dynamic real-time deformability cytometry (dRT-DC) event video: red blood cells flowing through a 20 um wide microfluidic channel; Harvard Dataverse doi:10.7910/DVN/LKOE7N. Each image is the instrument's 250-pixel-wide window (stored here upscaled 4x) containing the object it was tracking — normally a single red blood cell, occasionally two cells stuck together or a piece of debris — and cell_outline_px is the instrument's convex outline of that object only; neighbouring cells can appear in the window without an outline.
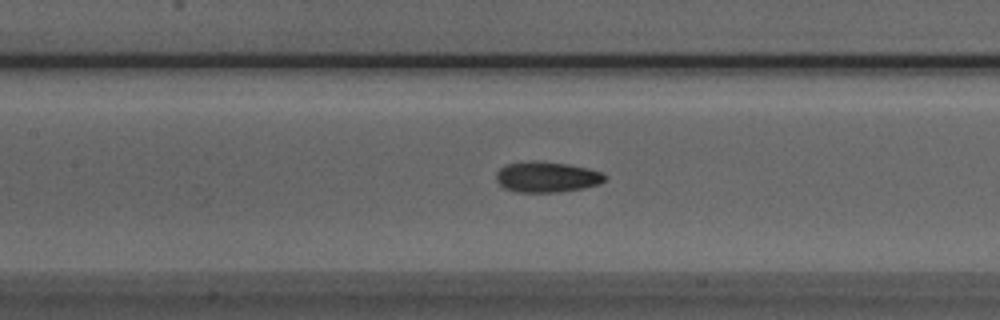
{"species": "Egyptian fruit bat (a non-hibernating species)", "species_latin": "Rousettus aegyptiacus", "temperature_condition": "room temperature", "stored_images_in_passage": 39, "camera_frame_rate_fps": 3000, "um_per_image_px": 0.085, "animal": {"sex": "male"}, "frame": {"image": 1, "passage_image": 14, "time_ms": 4.333, "image_size_px": [1000, 320], "cell_outline_px": [[608, 176], [600, 184], [584, 188], [560, 192], [516, 192], [504, 188], [496, 180], [496, 172], [500, 168], [508, 164], [568, 164], [588, 168], [600, 172]], "centroid_in_image_um": [46.52, 15.1], "position_along_channel_um": 160.9, "area_um2": 18.61}}
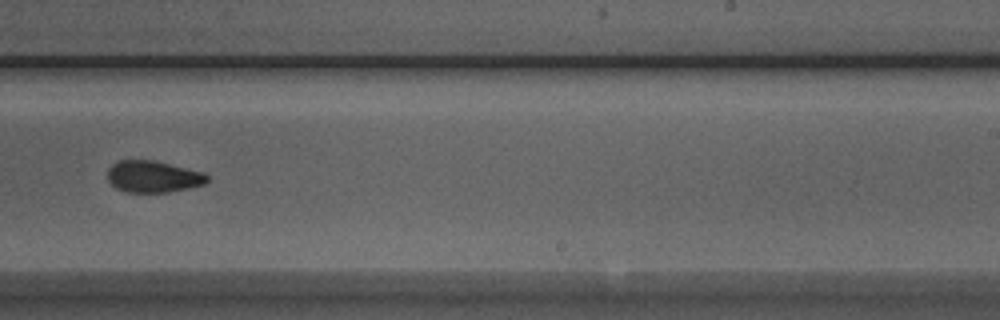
{"frame": {"image": 2, "passage_image": 23, "time_ms": 7.333, "image_size_px": [1000, 320], "cell_outline_px": [[208, 180], [204, 184], [188, 188], [168, 192], [128, 192], [116, 188], [108, 180], [108, 168], [116, 160], [152, 160], [204, 172], [208, 176]], "centroid_in_image_um": [13.0, 15.0], "position_along_channel_um": 276.0, "area_um2": 18.32}}
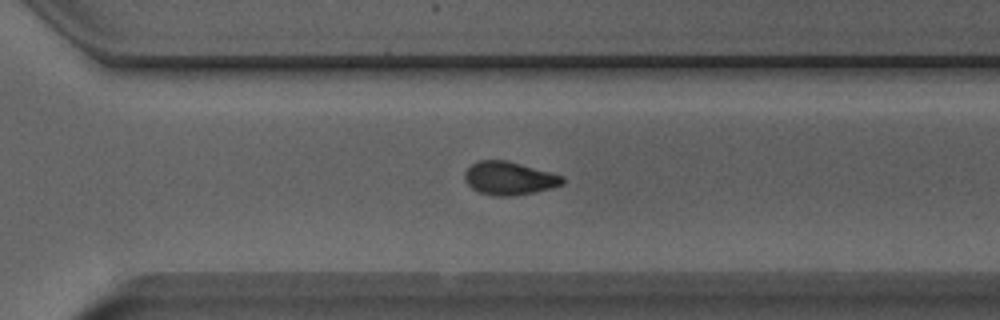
{"frame": {"image": 3, "passage_image": 27, "time_ms": 8.667, "image_size_px": [1000, 320], "cell_outline_px": [[564, 180], [560, 184], [548, 188], [532, 192], [512, 196], [496, 196], [480, 192], [472, 188], [464, 180], [464, 172], [476, 160], [508, 160], [564, 176]], "centroid_in_image_um": [43.23, 15.13], "position_along_channel_um": 327.4, "area_um2": 18.73}, "authors_computed_cell_mechanics": {"area_um2": 18.8428, "velocity_mm_per_s": 3.8517, "shape_relaxation_time_tau1_ms": 7.707, "shape_relaxation_time_tau2_ms": 2.539, "deformation_change_tau1": 0.1569, "deformation_change_tau2": 0.0655}}